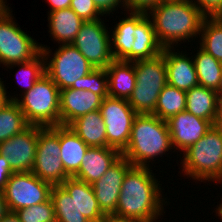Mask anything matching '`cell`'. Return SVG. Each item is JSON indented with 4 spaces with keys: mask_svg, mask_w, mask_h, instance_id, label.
Masks as SVG:
<instances>
[{
    "mask_svg": "<svg viewBox=\"0 0 222 222\" xmlns=\"http://www.w3.org/2000/svg\"><path fill=\"white\" fill-rule=\"evenodd\" d=\"M212 126L222 130V94L217 96L216 114Z\"/></svg>",
    "mask_w": 222,
    "mask_h": 222,
    "instance_id": "cell-39",
    "label": "cell"
},
{
    "mask_svg": "<svg viewBox=\"0 0 222 222\" xmlns=\"http://www.w3.org/2000/svg\"><path fill=\"white\" fill-rule=\"evenodd\" d=\"M30 124L15 101L0 109V143L27 129Z\"/></svg>",
    "mask_w": 222,
    "mask_h": 222,
    "instance_id": "cell-31",
    "label": "cell"
},
{
    "mask_svg": "<svg viewBox=\"0 0 222 222\" xmlns=\"http://www.w3.org/2000/svg\"><path fill=\"white\" fill-rule=\"evenodd\" d=\"M95 6L104 16H113L118 9L126 11V0H93Z\"/></svg>",
    "mask_w": 222,
    "mask_h": 222,
    "instance_id": "cell-36",
    "label": "cell"
},
{
    "mask_svg": "<svg viewBox=\"0 0 222 222\" xmlns=\"http://www.w3.org/2000/svg\"><path fill=\"white\" fill-rule=\"evenodd\" d=\"M147 16L163 48H179L184 44V50L187 47L185 43L191 44L192 41L193 45V42H198L195 39L198 40L206 18L191 0L162 1Z\"/></svg>",
    "mask_w": 222,
    "mask_h": 222,
    "instance_id": "cell-2",
    "label": "cell"
},
{
    "mask_svg": "<svg viewBox=\"0 0 222 222\" xmlns=\"http://www.w3.org/2000/svg\"><path fill=\"white\" fill-rule=\"evenodd\" d=\"M42 126L30 125L23 132L0 143V154L9 162L13 172L32 170L38 143V133Z\"/></svg>",
    "mask_w": 222,
    "mask_h": 222,
    "instance_id": "cell-14",
    "label": "cell"
},
{
    "mask_svg": "<svg viewBox=\"0 0 222 222\" xmlns=\"http://www.w3.org/2000/svg\"><path fill=\"white\" fill-rule=\"evenodd\" d=\"M40 48L45 57V72L59 90L71 88L76 80L95 69L72 44H60L54 52L42 43Z\"/></svg>",
    "mask_w": 222,
    "mask_h": 222,
    "instance_id": "cell-8",
    "label": "cell"
},
{
    "mask_svg": "<svg viewBox=\"0 0 222 222\" xmlns=\"http://www.w3.org/2000/svg\"><path fill=\"white\" fill-rule=\"evenodd\" d=\"M69 127L89 147H107L106 126L99 110L75 119Z\"/></svg>",
    "mask_w": 222,
    "mask_h": 222,
    "instance_id": "cell-24",
    "label": "cell"
},
{
    "mask_svg": "<svg viewBox=\"0 0 222 222\" xmlns=\"http://www.w3.org/2000/svg\"><path fill=\"white\" fill-rule=\"evenodd\" d=\"M15 102L30 125H60V90L46 73Z\"/></svg>",
    "mask_w": 222,
    "mask_h": 222,
    "instance_id": "cell-6",
    "label": "cell"
},
{
    "mask_svg": "<svg viewBox=\"0 0 222 222\" xmlns=\"http://www.w3.org/2000/svg\"><path fill=\"white\" fill-rule=\"evenodd\" d=\"M124 15L110 30L114 60L133 62L160 55L164 48L158 41L152 21L147 14L126 11Z\"/></svg>",
    "mask_w": 222,
    "mask_h": 222,
    "instance_id": "cell-3",
    "label": "cell"
},
{
    "mask_svg": "<svg viewBox=\"0 0 222 222\" xmlns=\"http://www.w3.org/2000/svg\"><path fill=\"white\" fill-rule=\"evenodd\" d=\"M101 18L85 21L72 45L89 61L95 69H106L114 60L111 52L109 25Z\"/></svg>",
    "mask_w": 222,
    "mask_h": 222,
    "instance_id": "cell-11",
    "label": "cell"
},
{
    "mask_svg": "<svg viewBox=\"0 0 222 222\" xmlns=\"http://www.w3.org/2000/svg\"><path fill=\"white\" fill-rule=\"evenodd\" d=\"M172 150L167 122L153 114H137L132 124L128 145L122 152V156L132 166L153 167L151 164L159 163L164 155L167 154V157H169L168 154L172 155ZM156 160L158 161L155 162Z\"/></svg>",
    "mask_w": 222,
    "mask_h": 222,
    "instance_id": "cell-4",
    "label": "cell"
},
{
    "mask_svg": "<svg viewBox=\"0 0 222 222\" xmlns=\"http://www.w3.org/2000/svg\"><path fill=\"white\" fill-rule=\"evenodd\" d=\"M217 92H218V94H222V74H221L220 87H219V90Z\"/></svg>",
    "mask_w": 222,
    "mask_h": 222,
    "instance_id": "cell-47",
    "label": "cell"
},
{
    "mask_svg": "<svg viewBox=\"0 0 222 222\" xmlns=\"http://www.w3.org/2000/svg\"><path fill=\"white\" fill-rule=\"evenodd\" d=\"M218 92L201 85L186 91L185 111L213 123Z\"/></svg>",
    "mask_w": 222,
    "mask_h": 222,
    "instance_id": "cell-25",
    "label": "cell"
},
{
    "mask_svg": "<svg viewBox=\"0 0 222 222\" xmlns=\"http://www.w3.org/2000/svg\"><path fill=\"white\" fill-rule=\"evenodd\" d=\"M2 79L3 78L0 77V109L9 102L7 97L8 90L6 88V84L4 83L5 81H2Z\"/></svg>",
    "mask_w": 222,
    "mask_h": 222,
    "instance_id": "cell-42",
    "label": "cell"
},
{
    "mask_svg": "<svg viewBox=\"0 0 222 222\" xmlns=\"http://www.w3.org/2000/svg\"><path fill=\"white\" fill-rule=\"evenodd\" d=\"M99 111L106 126L107 147L122 153L128 145L137 113L128 103V99L110 96L103 99Z\"/></svg>",
    "mask_w": 222,
    "mask_h": 222,
    "instance_id": "cell-12",
    "label": "cell"
},
{
    "mask_svg": "<svg viewBox=\"0 0 222 222\" xmlns=\"http://www.w3.org/2000/svg\"><path fill=\"white\" fill-rule=\"evenodd\" d=\"M108 95L114 98L129 99L136 85L134 63L113 60L106 68Z\"/></svg>",
    "mask_w": 222,
    "mask_h": 222,
    "instance_id": "cell-23",
    "label": "cell"
},
{
    "mask_svg": "<svg viewBox=\"0 0 222 222\" xmlns=\"http://www.w3.org/2000/svg\"><path fill=\"white\" fill-rule=\"evenodd\" d=\"M103 98L87 90H60V125L69 126L75 119L99 110Z\"/></svg>",
    "mask_w": 222,
    "mask_h": 222,
    "instance_id": "cell-18",
    "label": "cell"
},
{
    "mask_svg": "<svg viewBox=\"0 0 222 222\" xmlns=\"http://www.w3.org/2000/svg\"><path fill=\"white\" fill-rule=\"evenodd\" d=\"M53 185L29 172H14L3 189L10 212L46 202L50 199Z\"/></svg>",
    "mask_w": 222,
    "mask_h": 222,
    "instance_id": "cell-13",
    "label": "cell"
},
{
    "mask_svg": "<svg viewBox=\"0 0 222 222\" xmlns=\"http://www.w3.org/2000/svg\"><path fill=\"white\" fill-rule=\"evenodd\" d=\"M0 222H21L19 217L15 212H8L1 220Z\"/></svg>",
    "mask_w": 222,
    "mask_h": 222,
    "instance_id": "cell-45",
    "label": "cell"
},
{
    "mask_svg": "<svg viewBox=\"0 0 222 222\" xmlns=\"http://www.w3.org/2000/svg\"><path fill=\"white\" fill-rule=\"evenodd\" d=\"M9 212L3 192H0V220Z\"/></svg>",
    "mask_w": 222,
    "mask_h": 222,
    "instance_id": "cell-44",
    "label": "cell"
},
{
    "mask_svg": "<svg viewBox=\"0 0 222 222\" xmlns=\"http://www.w3.org/2000/svg\"><path fill=\"white\" fill-rule=\"evenodd\" d=\"M17 66H18V69L16 70V73H15L16 79L18 81V84L21 85L22 90H20L19 95L17 93L15 95H10V93L7 92V97L9 101H16L18 99V96H21L22 94L26 93L28 90L33 88L36 81L42 75L46 73L45 72V57L42 52H40L32 60H29L23 63L10 64L6 66L4 69L11 70L13 68H16Z\"/></svg>",
    "mask_w": 222,
    "mask_h": 222,
    "instance_id": "cell-27",
    "label": "cell"
},
{
    "mask_svg": "<svg viewBox=\"0 0 222 222\" xmlns=\"http://www.w3.org/2000/svg\"><path fill=\"white\" fill-rule=\"evenodd\" d=\"M100 222H140L139 220L121 217L115 214L105 215Z\"/></svg>",
    "mask_w": 222,
    "mask_h": 222,
    "instance_id": "cell-41",
    "label": "cell"
},
{
    "mask_svg": "<svg viewBox=\"0 0 222 222\" xmlns=\"http://www.w3.org/2000/svg\"><path fill=\"white\" fill-rule=\"evenodd\" d=\"M183 156V157H182ZM181 177L194 182L222 185V130L212 126L206 134L179 156ZM182 157V158H181ZM190 178V179H189ZM200 181V182H198ZM210 181V182H209ZM208 182V183H207Z\"/></svg>",
    "mask_w": 222,
    "mask_h": 222,
    "instance_id": "cell-5",
    "label": "cell"
},
{
    "mask_svg": "<svg viewBox=\"0 0 222 222\" xmlns=\"http://www.w3.org/2000/svg\"><path fill=\"white\" fill-rule=\"evenodd\" d=\"M195 49L199 50H195L196 53L192 55V59L199 85L218 91L222 74V62L216 60L198 45Z\"/></svg>",
    "mask_w": 222,
    "mask_h": 222,
    "instance_id": "cell-26",
    "label": "cell"
},
{
    "mask_svg": "<svg viewBox=\"0 0 222 222\" xmlns=\"http://www.w3.org/2000/svg\"><path fill=\"white\" fill-rule=\"evenodd\" d=\"M12 11L0 20V67L32 60L40 52V42L21 29Z\"/></svg>",
    "mask_w": 222,
    "mask_h": 222,
    "instance_id": "cell-9",
    "label": "cell"
},
{
    "mask_svg": "<svg viewBox=\"0 0 222 222\" xmlns=\"http://www.w3.org/2000/svg\"><path fill=\"white\" fill-rule=\"evenodd\" d=\"M47 2L50 6V11L48 10L49 13L59 9L70 8L71 0H46V3Z\"/></svg>",
    "mask_w": 222,
    "mask_h": 222,
    "instance_id": "cell-40",
    "label": "cell"
},
{
    "mask_svg": "<svg viewBox=\"0 0 222 222\" xmlns=\"http://www.w3.org/2000/svg\"><path fill=\"white\" fill-rule=\"evenodd\" d=\"M61 186L74 198L78 210L91 222H100L105 216L99 208L92 184L68 177Z\"/></svg>",
    "mask_w": 222,
    "mask_h": 222,
    "instance_id": "cell-21",
    "label": "cell"
},
{
    "mask_svg": "<svg viewBox=\"0 0 222 222\" xmlns=\"http://www.w3.org/2000/svg\"><path fill=\"white\" fill-rule=\"evenodd\" d=\"M60 159L65 172L73 177L82 163L83 157L89 146L66 125H59Z\"/></svg>",
    "mask_w": 222,
    "mask_h": 222,
    "instance_id": "cell-22",
    "label": "cell"
},
{
    "mask_svg": "<svg viewBox=\"0 0 222 222\" xmlns=\"http://www.w3.org/2000/svg\"><path fill=\"white\" fill-rule=\"evenodd\" d=\"M162 1L163 0H126V11L147 14Z\"/></svg>",
    "mask_w": 222,
    "mask_h": 222,
    "instance_id": "cell-37",
    "label": "cell"
},
{
    "mask_svg": "<svg viewBox=\"0 0 222 222\" xmlns=\"http://www.w3.org/2000/svg\"><path fill=\"white\" fill-rule=\"evenodd\" d=\"M199 46L222 62V17H206L202 23Z\"/></svg>",
    "mask_w": 222,
    "mask_h": 222,
    "instance_id": "cell-30",
    "label": "cell"
},
{
    "mask_svg": "<svg viewBox=\"0 0 222 222\" xmlns=\"http://www.w3.org/2000/svg\"><path fill=\"white\" fill-rule=\"evenodd\" d=\"M50 199L53 203L56 222H91L82 215L74 198L61 185H53Z\"/></svg>",
    "mask_w": 222,
    "mask_h": 222,
    "instance_id": "cell-28",
    "label": "cell"
},
{
    "mask_svg": "<svg viewBox=\"0 0 222 222\" xmlns=\"http://www.w3.org/2000/svg\"><path fill=\"white\" fill-rule=\"evenodd\" d=\"M21 222H56L51 199L15 211Z\"/></svg>",
    "mask_w": 222,
    "mask_h": 222,
    "instance_id": "cell-33",
    "label": "cell"
},
{
    "mask_svg": "<svg viewBox=\"0 0 222 222\" xmlns=\"http://www.w3.org/2000/svg\"><path fill=\"white\" fill-rule=\"evenodd\" d=\"M133 63L136 85L128 103L137 114H153L159 94L168 84L164 55Z\"/></svg>",
    "mask_w": 222,
    "mask_h": 222,
    "instance_id": "cell-7",
    "label": "cell"
},
{
    "mask_svg": "<svg viewBox=\"0 0 222 222\" xmlns=\"http://www.w3.org/2000/svg\"><path fill=\"white\" fill-rule=\"evenodd\" d=\"M220 200H221V203L219 202V204H218V202H217V205L214 206V207H216L214 209V211H215V216L216 217L218 216V219H220V221H222V198H220Z\"/></svg>",
    "mask_w": 222,
    "mask_h": 222,
    "instance_id": "cell-46",
    "label": "cell"
},
{
    "mask_svg": "<svg viewBox=\"0 0 222 222\" xmlns=\"http://www.w3.org/2000/svg\"><path fill=\"white\" fill-rule=\"evenodd\" d=\"M166 122L171 137L172 153L178 150L176 151L177 156L201 139L212 127L209 120L197 117L187 111L170 117Z\"/></svg>",
    "mask_w": 222,
    "mask_h": 222,
    "instance_id": "cell-15",
    "label": "cell"
},
{
    "mask_svg": "<svg viewBox=\"0 0 222 222\" xmlns=\"http://www.w3.org/2000/svg\"><path fill=\"white\" fill-rule=\"evenodd\" d=\"M182 50V51H180ZM164 48L162 54L165 58L168 85L177 89L188 91L192 87L199 85L192 52H187L180 47ZM188 53V54H187ZM189 56V57H188Z\"/></svg>",
    "mask_w": 222,
    "mask_h": 222,
    "instance_id": "cell-17",
    "label": "cell"
},
{
    "mask_svg": "<svg viewBox=\"0 0 222 222\" xmlns=\"http://www.w3.org/2000/svg\"><path fill=\"white\" fill-rule=\"evenodd\" d=\"M12 173L14 172L11 170L8 160L0 154V192H3Z\"/></svg>",
    "mask_w": 222,
    "mask_h": 222,
    "instance_id": "cell-38",
    "label": "cell"
},
{
    "mask_svg": "<svg viewBox=\"0 0 222 222\" xmlns=\"http://www.w3.org/2000/svg\"><path fill=\"white\" fill-rule=\"evenodd\" d=\"M70 8L83 21H95L105 17L95 6L93 0H71Z\"/></svg>",
    "mask_w": 222,
    "mask_h": 222,
    "instance_id": "cell-34",
    "label": "cell"
},
{
    "mask_svg": "<svg viewBox=\"0 0 222 222\" xmlns=\"http://www.w3.org/2000/svg\"><path fill=\"white\" fill-rule=\"evenodd\" d=\"M186 91L165 85L157 99L153 115L167 121L170 117L185 111Z\"/></svg>",
    "mask_w": 222,
    "mask_h": 222,
    "instance_id": "cell-29",
    "label": "cell"
},
{
    "mask_svg": "<svg viewBox=\"0 0 222 222\" xmlns=\"http://www.w3.org/2000/svg\"><path fill=\"white\" fill-rule=\"evenodd\" d=\"M7 0H0V20L12 11Z\"/></svg>",
    "mask_w": 222,
    "mask_h": 222,
    "instance_id": "cell-43",
    "label": "cell"
},
{
    "mask_svg": "<svg viewBox=\"0 0 222 222\" xmlns=\"http://www.w3.org/2000/svg\"><path fill=\"white\" fill-rule=\"evenodd\" d=\"M132 164L121 156L92 187L100 210L104 215L115 214L126 172Z\"/></svg>",
    "mask_w": 222,
    "mask_h": 222,
    "instance_id": "cell-16",
    "label": "cell"
},
{
    "mask_svg": "<svg viewBox=\"0 0 222 222\" xmlns=\"http://www.w3.org/2000/svg\"><path fill=\"white\" fill-rule=\"evenodd\" d=\"M206 17H222V0H191Z\"/></svg>",
    "mask_w": 222,
    "mask_h": 222,
    "instance_id": "cell-35",
    "label": "cell"
},
{
    "mask_svg": "<svg viewBox=\"0 0 222 222\" xmlns=\"http://www.w3.org/2000/svg\"><path fill=\"white\" fill-rule=\"evenodd\" d=\"M152 167L131 166L125 174L115 215L140 222H160L171 202ZM161 182V184H160ZM166 200V201H165ZM165 207V208H164ZM164 213V214H163ZM161 216V217H160Z\"/></svg>",
    "mask_w": 222,
    "mask_h": 222,
    "instance_id": "cell-1",
    "label": "cell"
},
{
    "mask_svg": "<svg viewBox=\"0 0 222 222\" xmlns=\"http://www.w3.org/2000/svg\"><path fill=\"white\" fill-rule=\"evenodd\" d=\"M122 156L112 147H89L86 151L79 171L73 176L88 184H93Z\"/></svg>",
    "mask_w": 222,
    "mask_h": 222,
    "instance_id": "cell-19",
    "label": "cell"
},
{
    "mask_svg": "<svg viewBox=\"0 0 222 222\" xmlns=\"http://www.w3.org/2000/svg\"><path fill=\"white\" fill-rule=\"evenodd\" d=\"M59 125L43 127L38 133L35 162L31 172L52 185H61L70 177L60 159Z\"/></svg>",
    "mask_w": 222,
    "mask_h": 222,
    "instance_id": "cell-10",
    "label": "cell"
},
{
    "mask_svg": "<svg viewBox=\"0 0 222 222\" xmlns=\"http://www.w3.org/2000/svg\"><path fill=\"white\" fill-rule=\"evenodd\" d=\"M72 89L87 90L100 95L103 99L108 95V76L106 69H94L88 75L73 83Z\"/></svg>",
    "mask_w": 222,
    "mask_h": 222,
    "instance_id": "cell-32",
    "label": "cell"
},
{
    "mask_svg": "<svg viewBox=\"0 0 222 222\" xmlns=\"http://www.w3.org/2000/svg\"><path fill=\"white\" fill-rule=\"evenodd\" d=\"M50 40L60 44H72L80 31L83 21L71 8L59 9L47 13Z\"/></svg>",
    "mask_w": 222,
    "mask_h": 222,
    "instance_id": "cell-20",
    "label": "cell"
}]
</instances>
